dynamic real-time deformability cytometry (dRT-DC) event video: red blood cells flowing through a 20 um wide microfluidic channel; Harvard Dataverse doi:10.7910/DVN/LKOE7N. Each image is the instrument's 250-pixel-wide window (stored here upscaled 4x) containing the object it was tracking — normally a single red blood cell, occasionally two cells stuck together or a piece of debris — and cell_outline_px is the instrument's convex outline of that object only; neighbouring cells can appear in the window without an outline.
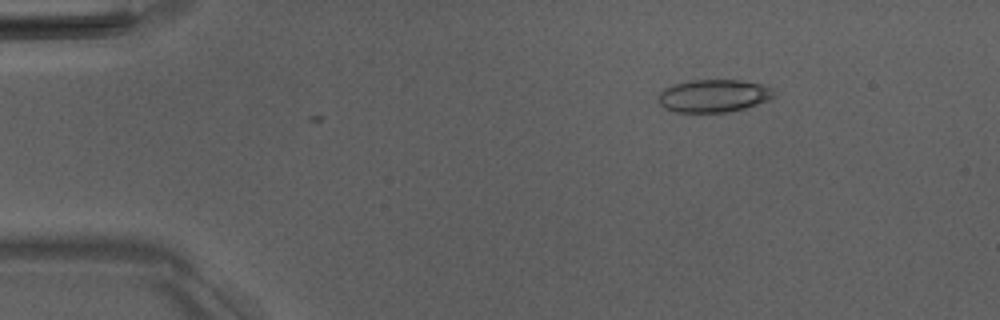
{"species": "Egyptian fruit bat (a non-hibernating species)", "species_latin": "Rousettus aegyptiacus", "temperature_condition": "room temperature", "stored_images_in_passage": 4, "camera_frame_rate_fps": 3000, "um_per_image_px": 0.085, "animal": {"sex": "male"}, "frame": {"image": 1, "passage_image": 4, "time_ms": 1.0, "image_size_px": [1000, 320], "cell_outline_px": [[776, 96], [768, 100], [744, 108], [728, 112], [676, 112], [664, 108], [660, 104], [660, 92], [664, 88], [672, 84], [688, 80], [740, 80], [760, 84], [772, 88], [776, 92]], "centroid_in_image_um": [60.67, 8.14], "position_along_channel_um": 24.3, "area_um2": 22.08}}